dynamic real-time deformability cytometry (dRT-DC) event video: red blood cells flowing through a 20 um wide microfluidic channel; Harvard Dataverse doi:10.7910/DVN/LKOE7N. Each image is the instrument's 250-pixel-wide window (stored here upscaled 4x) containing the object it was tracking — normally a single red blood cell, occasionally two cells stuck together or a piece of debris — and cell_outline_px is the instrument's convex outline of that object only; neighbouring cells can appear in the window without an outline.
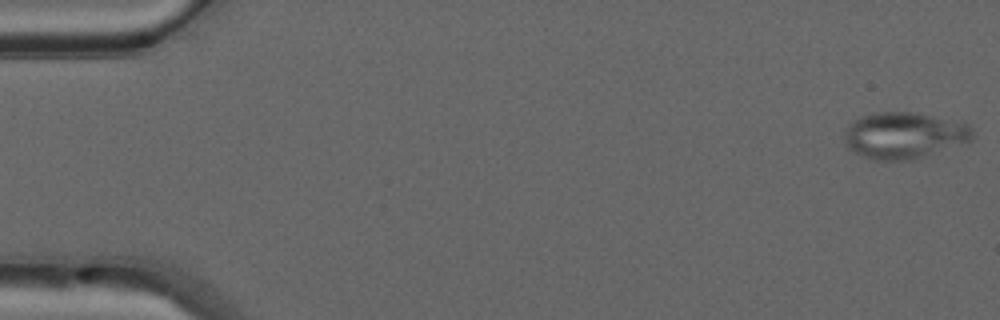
{"species": "common noctule bat (a hibernating species)", "species_latin": "Nyctalus noctula", "temperature_condition": "warm", "stored_images_in_passage": 49, "camera_frame_rate_fps": 3000, "um_per_image_px": 0.085, "animal": {"sex": "male", "forearm_length_mm": 52.5}, "frame": {"image": 1, "passage_image": 1, "time_ms": 0.0, "image_size_px": [1000, 320], "cell_outline_px": [[976, 136], [972, 140], [912, 160], [872, 160], [852, 152], [844, 144], [844, 132], [848, 124], [860, 116], [872, 112], [912, 112], [968, 124], [972, 128]], "centroid_in_image_um": [76.79, 11.51], "position_along_channel_um": 8.2, "area_um2": 34.8}}
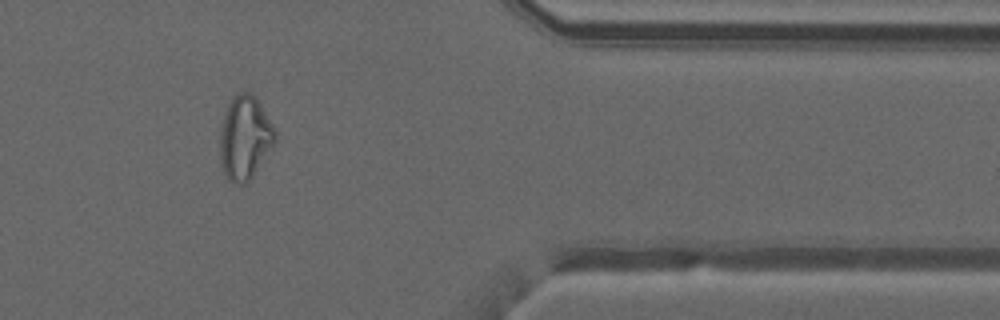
{"frame": {"image": 2, "passage_image": 41, "time_ms": 13.333, "image_size_px": [1000, 320], "cell_outline_px": [[276, 140], [248, 180], [244, 184], [232, 184], [224, 176], [220, 156], [220, 128], [228, 104], [232, 96], [240, 92], [252, 92], [260, 104], [272, 124], [276, 132]], "centroid_in_image_um": [20.78, 11.69], "position_along_channel_um": 390.6, "area_um2": 26.53}}
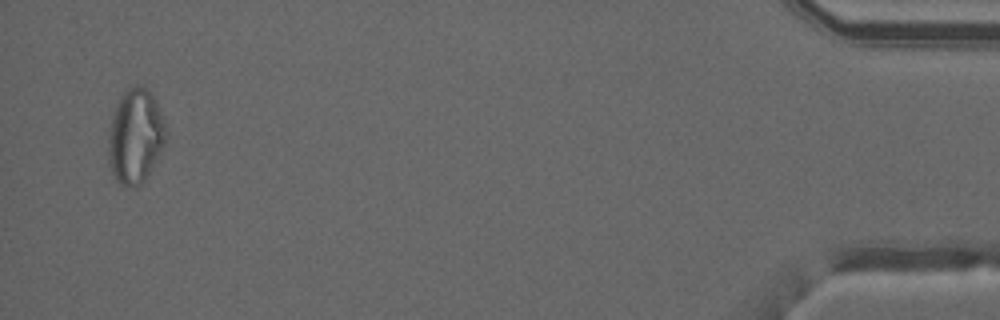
{"frame": {"image": 3, "passage_image": 48, "time_ms": 15.667, "image_size_px": [1000, 320], "cell_outline_px": [[168, 132], [164, 144], [144, 180], [136, 188], [128, 188], [120, 184], [116, 180], [108, 164], [108, 128], [112, 112], [120, 96], [128, 88], [136, 84], [140, 84], [156, 100], [164, 116]], "centroid_in_image_um": [11.49, 11.57], "position_along_channel_um": 423.7, "area_um2": 32.19}}